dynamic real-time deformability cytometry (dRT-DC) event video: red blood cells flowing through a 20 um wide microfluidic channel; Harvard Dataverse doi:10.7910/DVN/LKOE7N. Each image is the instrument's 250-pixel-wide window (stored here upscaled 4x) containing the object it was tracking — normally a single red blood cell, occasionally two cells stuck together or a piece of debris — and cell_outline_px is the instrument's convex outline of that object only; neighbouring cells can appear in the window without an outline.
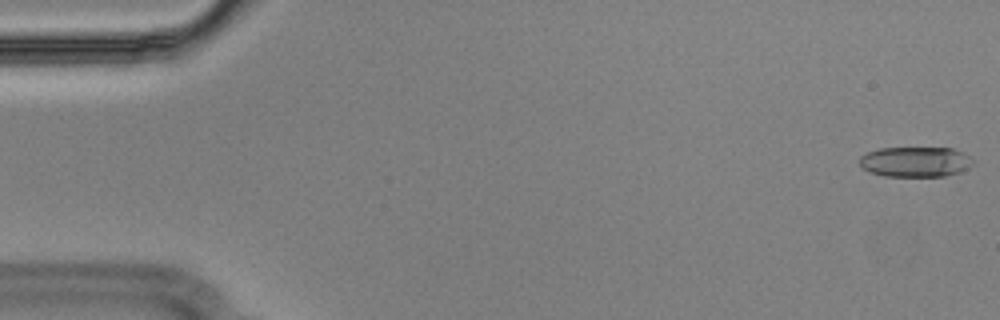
{"species": "Egyptian fruit bat (a non-hibernating species)", "species_latin": "Rousettus aegyptiacus", "temperature_condition": "cold", "stored_images_in_passage": 55, "camera_frame_rate_fps": 3000, "um_per_image_px": 0.085, "animal": {"sex": "male"}, "frame": {"image": 1, "passage_image": 1, "time_ms": 0.0, "image_size_px": [1000, 320], "cell_outline_px": [[972, 164], [968, 168], [960, 172], [944, 176], [884, 176], [872, 172], [864, 168], [860, 164], [860, 156], [868, 152], [880, 148], [952, 148], [968, 156], [972, 160]], "centroid_in_image_um": [77.8, 13.75], "position_along_channel_um": 7.2, "area_um2": 19.71}}
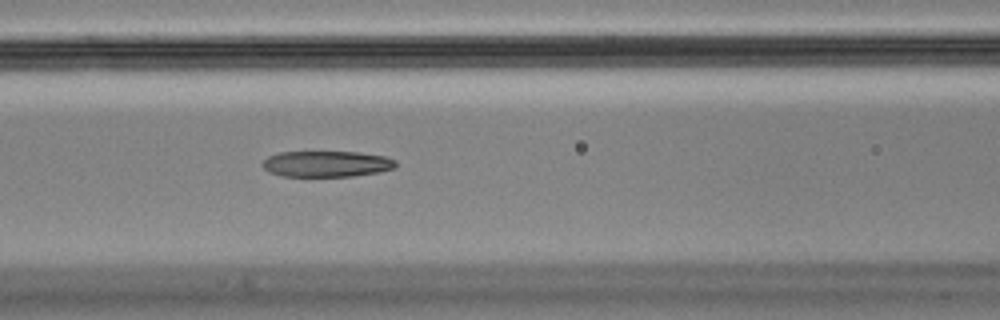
{"frame": {"image": 2, "passage_image": 23, "time_ms": 7.333, "image_size_px": [1000, 320], "cell_outline_px": [[396, 168], [380, 172], [352, 176], [280, 176], [268, 172], [260, 164], [268, 156], [280, 152], [360, 152], [384, 156], [396, 160]], "centroid_in_image_um": [27.76, 13.93], "position_along_channel_um": 138.8, "area_um2": 20.35}}
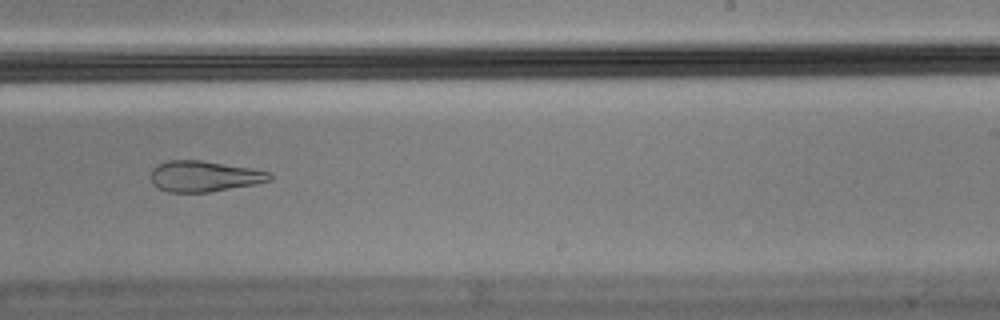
{"frame": {"image": 3, "passage_image": 34, "time_ms": 11.0, "image_size_px": [1000, 320], "cell_outline_px": [[272, 180], [256, 184], [208, 192], [168, 192], [152, 184], [152, 168], [168, 160], [200, 160], [252, 168], [272, 172]], "centroid_in_image_um": [17.4, 14.98], "position_along_channel_um": 271.6, "area_um2": 21.33}, "authors_computed_cell_mechanics": {"area_um2": 21.7906, "velocity_mm_per_s": 3.6287, "shape_relaxation_time_tau1_ms": null, "shape_relaxation_time_tau2_ms": 5.1794, "deformation_change_tau1": null, "deformation_change_tau2": 0.154}}